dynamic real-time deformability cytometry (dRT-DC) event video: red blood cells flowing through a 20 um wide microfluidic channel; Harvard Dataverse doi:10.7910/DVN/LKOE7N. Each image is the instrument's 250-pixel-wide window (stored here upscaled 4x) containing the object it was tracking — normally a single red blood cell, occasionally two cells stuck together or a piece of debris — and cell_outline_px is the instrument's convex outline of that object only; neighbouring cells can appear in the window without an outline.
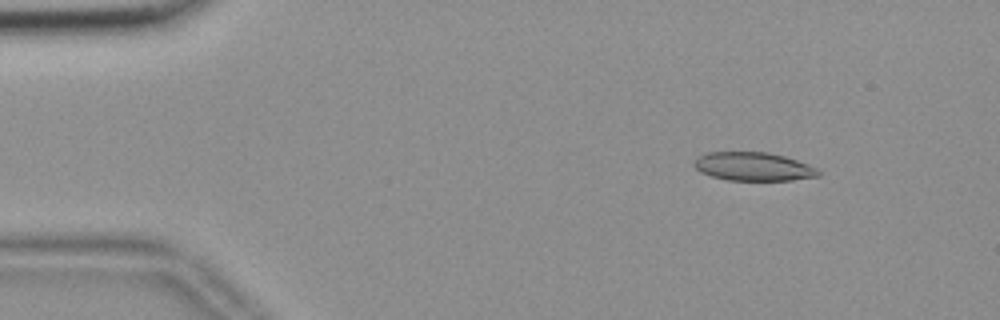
{"species": "common noctule bat (a hibernating species)", "species_latin": "Nyctalus noctula", "temperature_condition": "room temperature", "stored_images_in_passage": 55, "camera_frame_rate_fps": 3000, "um_per_image_px": 0.085, "animal": {"sex": "female", "body_mass_g": 18.4}, "frame": {"image": 1, "passage_image": 7, "time_ms": 2.0, "image_size_px": [1000, 320], "cell_outline_px": [[820, 176], [792, 180], [728, 180], [712, 176], [700, 172], [692, 164], [696, 156], [708, 152], [768, 152], [784, 156], [808, 164], [816, 168], [820, 172]], "centroid_in_image_um": [64.01, 14.15], "position_along_channel_um": 21.0, "area_um2": 20.69}}
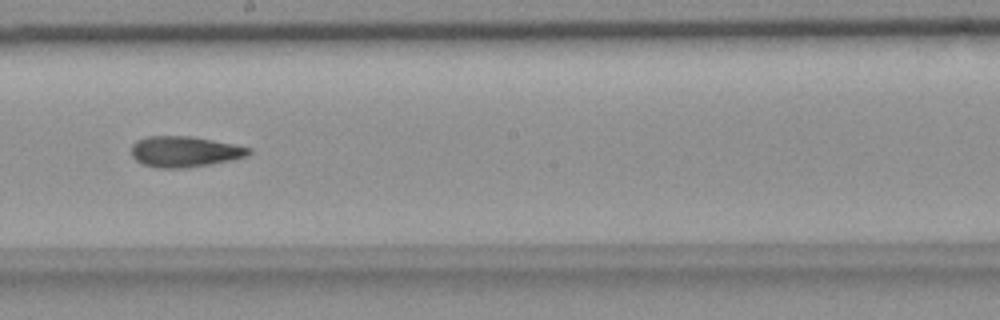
{"frame": {"image": 2, "passage_image": 31, "time_ms": 10.0, "image_size_px": [1000, 320], "cell_outline_px": [[252, 152], [248, 156], [208, 164], [180, 168], [160, 168], [144, 164], [136, 160], [132, 156], [132, 144], [136, 140], [148, 136], [192, 136], [236, 144], [252, 148]], "centroid_in_image_um": [15.71, 12.87], "position_along_channel_um": 232.5, "area_um2": 20.98}}
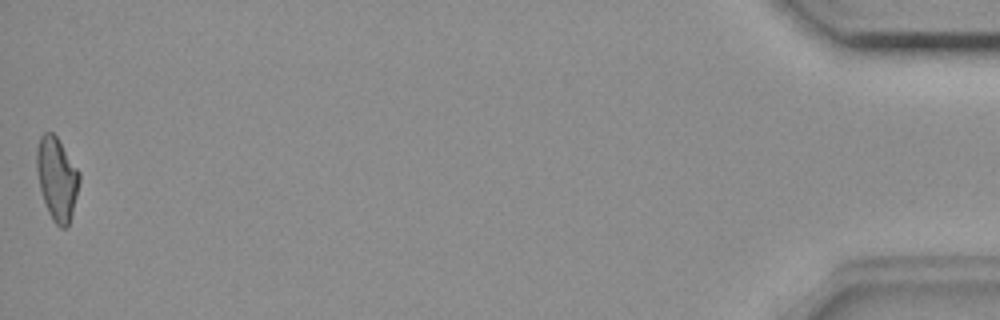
{"frame": {"image": 3, "passage_image": 55, "time_ms": 18.0, "image_size_px": [1000, 320], "cell_outline_px": [[80, 180], [72, 212], [68, 224], [64, 228], [60, 228], [52, 220], [48, 212], [40, 188], [36, 168], [36, 148], [40, 136], [44, 132], [52, 132], [56, 136], [80, 172]], "centroid_in_image_um": [4.82, 15.16], "position_along_channel_um": 430.4, "area_um2": 20.46}, "authors_computed_cell_mechanics": {"area_um2": 21.0392, "velocity_mm_per_s": 3.6862, "shape_relaxation_time_tau1_ms": null, "shape_relaxation_time_tau2_ms": 5.4825, "deformation_change_tau1": null, "deformation_change_tau2": 0.1471}}